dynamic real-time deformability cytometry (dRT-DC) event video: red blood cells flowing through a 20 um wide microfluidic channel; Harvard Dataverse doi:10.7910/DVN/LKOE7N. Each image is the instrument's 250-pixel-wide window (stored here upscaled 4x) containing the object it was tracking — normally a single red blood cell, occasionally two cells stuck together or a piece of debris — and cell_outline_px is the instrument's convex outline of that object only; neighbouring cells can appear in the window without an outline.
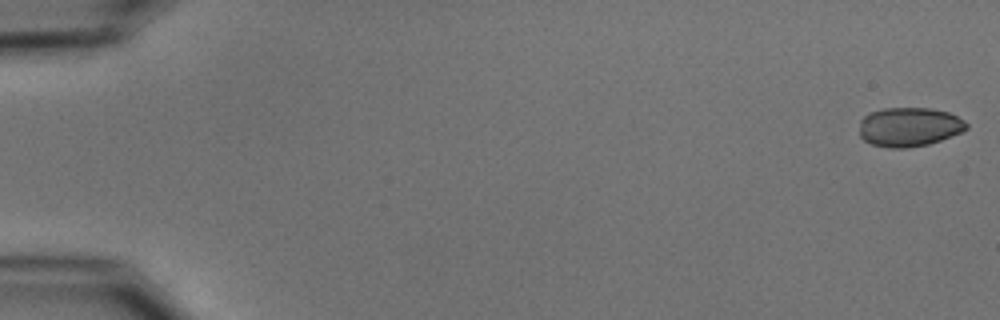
{"species": "common noctule bat (a hibernating species)", "species_latin": "Nyctalus noctula", "temperature_condition": "cold", "stored_images_in_passage": 53, "camera_frame_rate_fps": 3000, "um_per_image_px": 0.085, "animal": {"sex": "male", "body_mass_g": 15.6}, "frame": {"image": 1, "passage_image": 1, "time_ms": 0.0, "image_size_px": [1000, 320], "cell_outline_px": [[968, 128], [964, 132], [928, 144], [904, 148], [892, 148], [872, 144], [864, 140], [860, 136], [860, 120], [868, 112], [884, 108], [932, 108], [948, 112], [964, 120], [968, 124]], "centroid_in_image_um": [77.29, 10.78], "position_along_channel_um": 7.7, "area_um2": 24.57}}
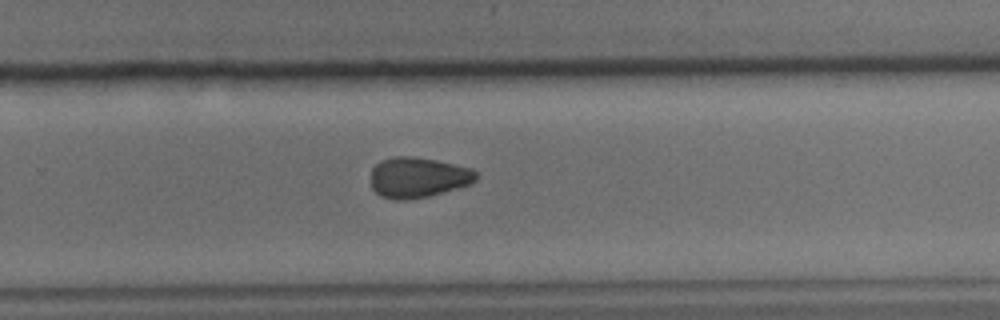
{"frame": {"image": 2, "passage_image": 36, "time_ms": 11.667, "image_size_px": [1000, 320], "cell_outline_px": [[476, 180], [472, 184], [428, 196], [408, 200], [396, 200], [380, 196], [372, 188], [372, 168], [380, 160], [396, 156], [412, 156], [436, 160], [472, 168], [476, 172]], "centroid_in_image_um": [35.53, 15.08], "position_along_channel_um": 294.3, "area_um2": 24.85}}
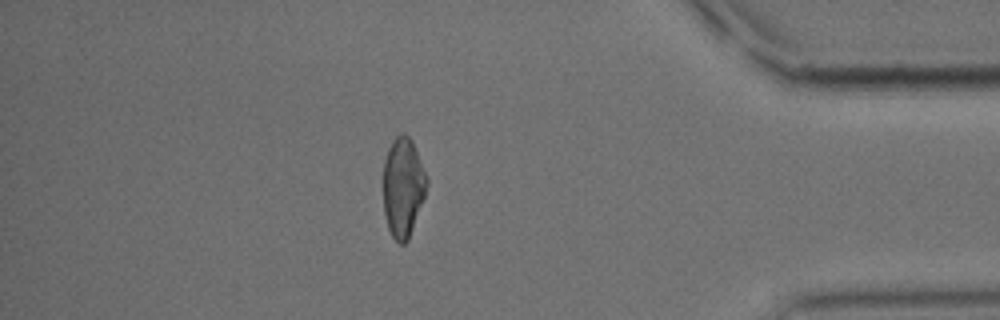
{"frame": {"image": 3, "passage_image": 47, "time_ms": 15.333, "image_size_px": [1000, 320], "cell_outline_px": [[428, 184], [424, 196], [408, 240], [404, 244], [400, 244], [392, 236], [388, 228], [384, 212], [384, 160], [388, 148], [392, 140], [400, 132], [404, 132], [412, 140], [428, 180]], "centroid_in_image_um": [34.25, 15.88], "position_along_channel_um": 401.0, "area_um2": 25.03}, "authors_computed_cell_mechanics": {"area_um2": 25.6632, "velocity_mm_per_s": 3.7722, "shape_relaxation_time_tau1_ms": 6.5769, "shape_relaxation_time_tau2_ms": 2.2926, "deformation_change_tau1": 0.1537, "deformation_change_tau2": 0.072}}